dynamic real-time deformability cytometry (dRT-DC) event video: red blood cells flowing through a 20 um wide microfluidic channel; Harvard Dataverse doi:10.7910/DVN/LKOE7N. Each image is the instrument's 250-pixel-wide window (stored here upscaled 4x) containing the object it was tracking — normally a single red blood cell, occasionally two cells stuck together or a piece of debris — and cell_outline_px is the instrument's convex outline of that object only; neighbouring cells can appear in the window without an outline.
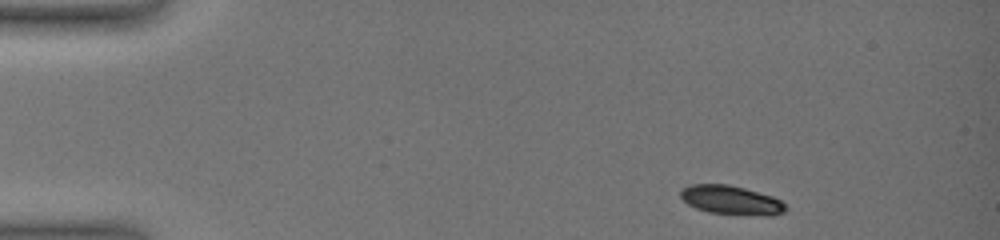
{"species": "common noctule bat (a hibernating species)", "species_latin": "Nyctalus noctula", "temperature_condition": "warm", "stored_images_in_passage": 55, "camera_frame_rate_fps": 3000, "um_per_image_px": 0.085, "animal": {"sex": "female", "body_mass_g": 19.0, "forearm_length_mm": 51.5}, "frame": {"image": 1, "passage_image": 1, "time_ms": 0.0, "image_size_px": [1000, 240], "cell_outline_px": [[788, 208], [784, 212], [772, 216], [764, 216], [708, 212], [696, 208], [688, 204], [680, 196], [680, 192], [688, 184], [728, 184], [744, 188], [772, 196], [780, 200]], "centroid_in_image_um": [62.16, 17.01], "position_along_channel_um": 22.8, "area_um2": 17.74}}
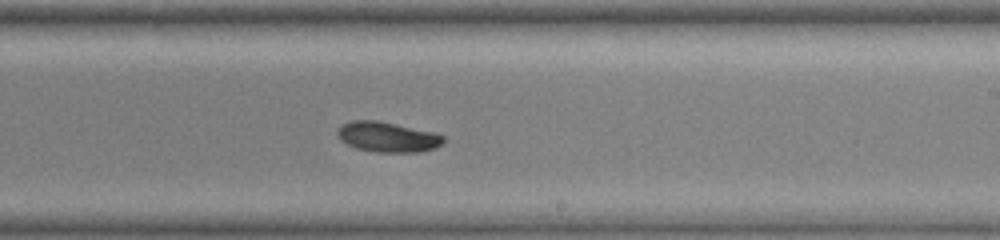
{"frame": {"image": 2, "passage_image": 27, "time_ms": 8.667, "image_size_px": [1000, 240], "cell_outline_px": [[444, 144], [436, 148], [420, 152], [376, 152], [356, 148], [340, 140], [336, 136], [336, 132], [344, 124], [352, 120], [376, 120], [436, 132], [444, 136]], "centroid_in_image_um": [32.98, 11.65], "position_along_channel_um": 256.0, "area_um2": 18.79}}
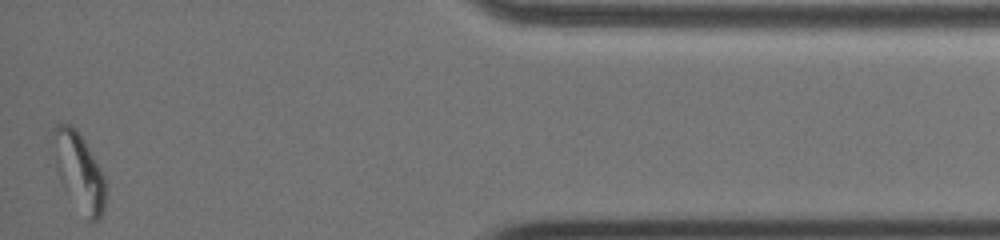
{"frame": {"image": 3, "passage_image": 54, "time_ms": 14.333, "image_size_px": [1000, 240], "cell_outline_px": [[104, 212], [96, 220], [88, 220], [64, 188], [60, 180], [56, 168], [48, 140], [52, 128], [56, 124], [72, 124], [76, 128], [84, 140], [100, 168], [104, 176]], "centroid_in_image_um": [6.63, 14.45], "position_along_channel_um": 428.6, "area_um2": 23.81}, "authors_computed_cell_mechanics": {"area_um2": 19.4208, "velocity_mm_per_s": 3.8249, "shape_relaxation_time_tau1_ms": 6.8162, "shape_relaxation_time_tau2_ms": null, "deformation_change_tau1": 0.159, "deformation_change_tau2": null}}